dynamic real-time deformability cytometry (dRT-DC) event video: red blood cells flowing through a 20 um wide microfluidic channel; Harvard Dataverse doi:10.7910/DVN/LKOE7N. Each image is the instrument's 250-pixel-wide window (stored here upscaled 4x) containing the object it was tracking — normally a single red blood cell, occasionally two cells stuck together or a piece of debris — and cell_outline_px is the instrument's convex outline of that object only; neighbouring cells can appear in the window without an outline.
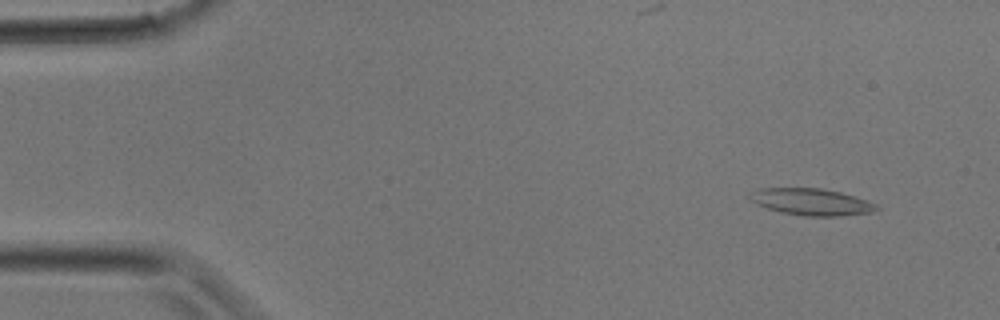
{"species": "common noctule bat (a hibernating species)", "species_latin": "Nyctalus noctula", "temperature_condition": "room temperature", "stored_images_in_passage": 17, "camera_frame_rate_fps": 3000, "um_per_image_px": 0.085, "animal": {"sex": "male", "body_mass_g": 17.9}, "frame": {"image": 1, "passage_image": 3, "time_ms": 0.667, "image_size_px": [1000, 320], "cell_outline_px": [[880, 208], [872, 212], [840, 216], [804, 216], [780, 212], [756, 204], [748, 196], [752, 192], [760, 188], [820, 188], [840, 192], [868, 200], [880, 204]], "centroid_in_image_um": [69.02, 17.16], "position_along_channel_um": 16.0, "area_um2": 19.83}}
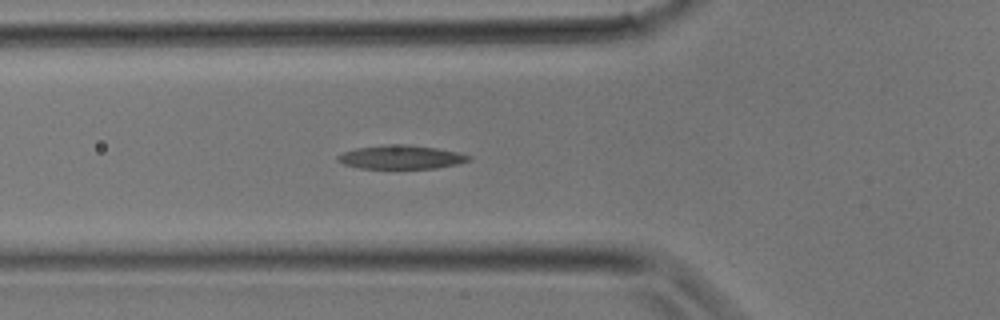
{"frame": {"image": 2, "passage_image": 11, "time_ms": 3.333, "image_size_px": [1000, 320], "cell_outline_px": [[472, 160], [456, 164], [436, 168], [360, 168], [344, 164], [336, 160], [336, 156], [344, 152], [356, 148], [384, 144], [404, 144], [436, 148], [460, 152], [472, 156]], "centroid_in_image_um": [34.1, 13.35], "position_along_channel_um": 91.7, "area_um2": 18.15}}
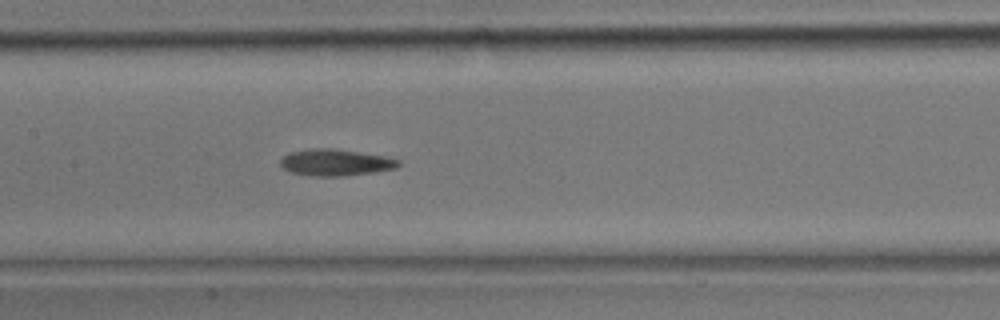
{"frame": {"image": 3, "passage_image": 15, "time_ms": 4.667, "image_size_px": [1000, 320], "cell_outline_px": [[400, 164], [396, 168], [372, 172], [344, 176], [312, 176], [292, 172], [284, 168], [280, 164], [280, 160], [288, 152], [312, 148], [332, 148], [384, 156], [400, 160]], "centroid_in_image_um": [28.5, 13.8], "position_along_channel_um": 178.9, "area_um2": 18.15}}